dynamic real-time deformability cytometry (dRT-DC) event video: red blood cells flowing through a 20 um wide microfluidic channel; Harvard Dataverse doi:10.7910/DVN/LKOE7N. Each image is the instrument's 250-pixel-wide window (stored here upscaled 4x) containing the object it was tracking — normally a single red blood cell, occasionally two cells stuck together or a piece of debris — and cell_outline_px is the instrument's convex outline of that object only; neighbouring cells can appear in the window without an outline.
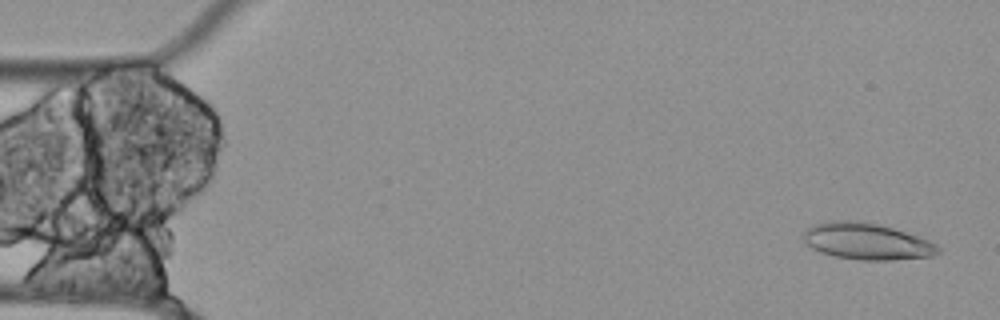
{"species": "Egyptian fruit bat (a non-hibernating species)", "species_latin": "Rousettus aegyptiacus", "temperature_condition": "cold", "stored_images_in_passage": 55, "camera_frame_rate_fps": 3000, "um_per_image_px": 0.085, "animal": {"sex": "female"}, "frame": {"image": 1, "passage_image": 2, "time_ms": 0.333, "image_size_px": [1000, 320], "cell_outline_px": [[940, 252], [932, 256], [892, 260], [864, 260], [832, 256], [820, 252], [812, 248], [800, 236], [808, 228], [824, 220], [864, 220], [880, 224], [928, 240], [936, 244], [940, 248]], "centroid_in_image_um": [73.64, 20.5], "position_along_channel_um": 11.4, "area_um2": 28.84}}
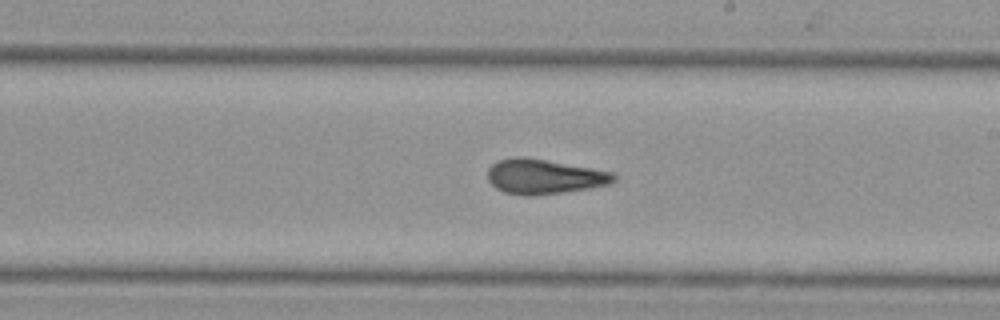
{"frame": {"image": 2, "passage_image": 31, "time_ms": 10.0, "image_size_px": [1000, 320], "cell_outline_px": [[616, 180], [612, 184], [588, 188], [532, 196], [524, 196], [504, 192], [496, 188], [488, 180], [488, 168], [496, 160], [516, 156], [524, 156], [616, 172]], "centroid_in_image_um": [46.26, 14.99], "position_along_channel_um": 242.7, "area_um2": 25.84}}
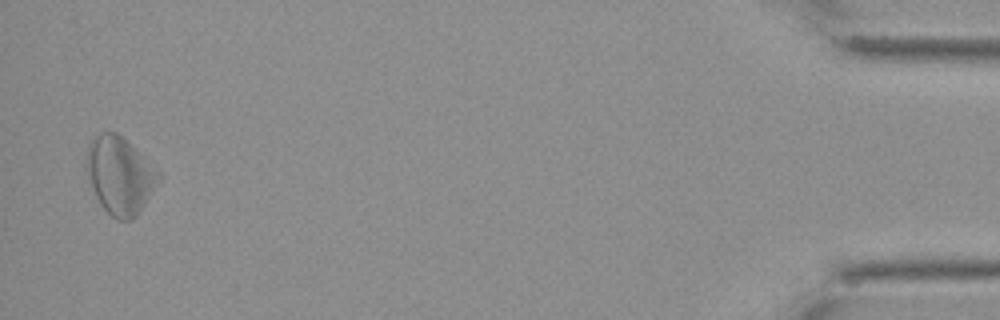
{"frame": {"image": 3, "passage_image": 54, "time_ms": 17.667, "image_size_px": [1000, 320], "cell_outline_px": [[164, 176], [160, 184], [136, 216], [132, 220], [116, 220], [100, 204], [96, 196], [84, 168], [84, 164], [88, 144], [100, 132], [116, 132], [136, 148]], "centroid_in_image_um": [10.21, 14.91], "position_along_channel_um": 425.0, "area_um2": 33.0}, "authors_computed_cell_mechanics": {"area_um2": 27.3394, "velocity_mm_per_s": 3.4959, "shape_relaxation_time_tau1_ms": null, "shape_relaxation_time_tau2_ms": 11.0343, "deformation_change_tau1": null, "deformation_change_tau2": 0.1855}}